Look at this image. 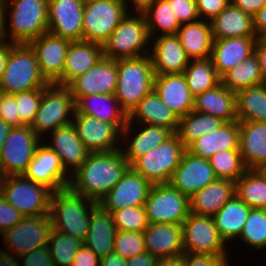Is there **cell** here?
Returning a JSON list of instances; mask_svg holds the SVG:
<instances>
[{
	"instance_id": "cell-1",
	"label": "cell",
	"mask_w": 266,
	"mask_h": 266,
	"mask_svg": "<svg viewBox=\"0 0 266 266\" xmlns=\"http://www.w3.org/2000/svg\"><path fill=\"white\" fill-rule=\"evenodd\" d=\"M130 168L121 149L90 152L83 164L70 176L69 188L99 203Z\"/></svg>"
},
{
	"instance_id": "cell-2",
	"label": "cell",
	"mask_w": 266,
	"mask_h": 266,
	"mask_svg": "<svg viewBox=\"0 0 266 266\" xmlns=\"http://www.w3.org/2000/svg\"><path fill=\"white\" fill-rule=\"evenodd\" d=\"M97 206L98 203L75 193L69 187L54 191L49 212L52 227L83 242L88 232L91 213Z\"/></svg>"
},
{
	"instance_id": "cell-3",
	"label": "cell",
	"mask_w": 266,
	"mask_h": 266,
	"mask_svg": "<svg viewBox=\"0 0 266 266\" xmlns=\"http://www.w3.org/2000/svg\"><path fill=\"white\" fill-rule=\"evenodd\" d=\"M155 72L149 54L117 60L116 99L129 115L154 88Z\"/></svg>"
},
{
	"instance_id": "cell-4",
	"label": "cell",
	"mask_w": 266,
	"mask_h": 266,
	"mask_svg": "<svg viewBox=\"0 0 266 266\" xmlns=\"http://www.w3.org/2000/svg\"><path fill=\"white\" fill-rule=\"evenodd\" d=\"M49 82L41 74L37 56L30 44L10 43V53L0 79V92L15 94L45 88Z\"/></svg>"
},
{
	"instance_id": "cell-5",
	"label": "cell",
	"mask_w": 266,
	"mask_h": 266,
	"mask_svg": "<svg viewBox=\"0 0 266 266\" xmlns=\"http://www.w3.org/2000/svg\"><path fill=\"white\" fill-rule=\"evenodd\" d=\"M10 13L9 31H5L10 43L29 44L48 32V0H5ZM11 7V9H10ZM9 32V33H8Z\"/></svg>"
},
{
	"instance_id": "cell-6",
	"label": "cell",
	"mask_w": 266,
	"mask_h": 266,
	"mask_svg": "<svg viewBox=\"0 0 266 266\" xmlns=\"http://www.w3.org/2000/svg\"><path fill=\"white\" fill-rule=\"evenodd\" d=\"M134 14L133 17L127 13L102 45L105 58L119 60L137 58L150 53L145 46L152 42L145 16L141 13Z\"/></svg>"
},
{
	"instance_id": "cell-7",
	"label": "cell",
	"mask_w": 266,
	"mask_h": 266,
	"mask_svg": "<svg viewBox=\"0 0 266 266\" xmlns=\"http://www.w3.org/2000/svg\"><path fill=\"white\" fill-rule=\"evenodd\" d=\"M52 190L23 175L1 178L0 193L24 217L44 216L50 212Z\"/></svg>"
},
{
	"instance_id": "cell-8",
	"label": "cell",
	"mask_w": 266,
	"mask_h": 266,
	"mask_svg": "<svg viewBox=\"0 0 266 266\" xmlns=\"http://www.w3.org/2000/svg\"><path fill=\"white\" fill-rule=\"evenodd\" d=\"M75 111V99L71 95L69 88L49 83L43 89L38 111L30 127L41 138L45 133L53 132L58 127L71 124Z\"/></svg>"
},
{
	"instance_id": "cell-9",
	"label": "cell",
	"mask_w": 266,
	"mask_h": 266,
	"mask_svg": "<svg viewBox=\"0 0 266 266\" xmlns=\"http://www.w3.org/2000/svg\"><path fill=\"white\" fill-rule=\"evenodd\" d=\"M185 151V146L174 133L164 143L137 158L130 167L152 185L167 184Z\"/></svg>"
},
{
	"instance_id": "cell-10",
	"label": "cell",
	"mask_w": 266,
	"mask_h": 266,
	"mask_svg": "<svg viewBox=\"0 0 266 266\" xmlns=\"http://www.w3.org/2000/svg\"><path fill=\"white\" fill-rule=\"evenodd\" d=\"M41 140L28 125L12 127L0 151L1 176L23 175Z\"/></svg>"
},
{
	"instance_id": "cell-11",
	"label": "cell",
	"mask_w": 266,
	"mask_h": 266,
	"mask_svg": "<svg viewBox=\"0 0 266 266\" xmlns=\"http://www.w3.org/2000/svg\"><path fill=\"white\" fill-rule=\"evenodd\" d=\"M144 207L149 223L181 225L190 214V198L167 184H153Z\"/></svg>"
},
{
	"instance_id": "cell-12",
	"label": "cell",
	"mask_w": 266,
	"mask_h": 266,
	"mask_svg": "<svg viewBox=\"0 0 266 266\" xmlns=\"http://www.w3.org/2000/svg\"><path fill=\"white\" fill-rule=\"evenodd\" d=\"M50 214L44 216L23 217L12 228L1 234L4 246L14 256H23L48 245L52 230Z\"/></svg>"
},
{
	"instance_id": "cell-13",
	"label": "cell",
	"mask_w": 266,
	"mask_h": 266,
	"mask_svg": "<svg viewBox=\"0 0 266 266\" xmlns=\"http://www.w3.org/2000/svg\"><path fill=\"white\" fill-rule=\"evenodd\" d=\"M126 14L122 0H103L85 4L84 41L103 45Z\"/></svg>"
},
{
	"instance_id": "cell-14",
	"label": "cell",
	"mask_w": 266,
	"mask_h": 266,
	"mask_svg": "<svg viewBox=\"0 0 266 266\" xmlns=\"http://www.w3.org/2000/svg\"><path fill=\"white\" fill-rule=\"evenodd\" d=\"M181 226L184 252L227 254L226 243L218 233L213 216L190 213Z\"/></svg>"
},
{
	"instance_id": "cell-15",
	"label": "cell",
	"mask_w": 266,
	"mask_h": 266,
	"mask_svg": "<svg viewBox=\"0 0 266 266\" xmlns=\"http://www.w3.org/2000/svg\"><path fill=\"white\" fill-rule=\"evenodd\" d=\"M83 0H48V32L71 42L84 41Z\"/></svg>"
},
{
	"instance_id": "cell-16",
	"label": "cell",
	"mask_w": 266,
	"mask_h": 266,
	"mask_svg": "<svg viewBox=\"0 0 266 266\" xmlns=\"http://www.w3.org/2000/svg\"><path fill=\"white\" fill-rule=\"evenodd\" d=\"M23 176L47 186L53 192L67 188L70 182V174L63 168L58 154L47 143L39 144Z\"/></svg>"
},
{
	"instance_id": "cell-17",
	"label": "cell",
	"mask_w": 266,
	"mask_h": 266,
	"mask_svg": "<svg viewBox=\"0 0 266 266\" xmlns=\"http://www.w3.org/2000/svg\"><path fill=\"white\" fill-rule=\"evenodd\" d=\"M152 184L131 167L98 205L107 212L126 207L143 206Z\"/></svg>"
},
{
	"instance_id": "cell-18",
	"label": "cell",
	"mask_w": 266,
	"mask_h": 266,
	"mask_svg": "<svg viewBox=\"0 0 266 266\" xmlns=\"http://www.w3.org/2000/svg\"><path fill=\"white\" fill-rule=\"evenodd\" d=\"M67 87L75 102L83 96L115 94L117 88V60L103 57L85 74L76 77Z\"/></svg>"
},
{
	"instance_id": "cell-19",
	"label": "cell",
	"mask_w": 266,
	"mask_h": 266,
	"mask_svg": "<svg viewBox=\"0 0 266 266\" xmlns=\"http://www.w3.org/2000/svg\"><path fill=\"white\" fill-rule=\"evenodd\" d=\"M216 179L209 159L194 156L186 150L169 184L190 198Z\"/></svg>"
},
{
	"instance_id": "cell-20",
	"label": "cell",
	"mask_w": 266,
	"mask_h": 266,
	"mask_svg": "<svg viewBox=\"0 0 266 266\" xmlns=\"http://www.w3.org/2000/svg\"><path fill=\"white\" fill-rule=\"evenodd\" d=\"M70 43L49 32L29 43L36 53L40 72L49 83H55L62 76Z\"/></svg>"
},
{
	"instance_id": "cell-21",
	"label": "cell",
	"mask_w": 266,
	"mask_h": 266,
	"mask_svg": "<svg viewBox=\"0 0 266 266\" xmlns=\"http://www.w3.org/2000/svg\"><path fill=\"white\" fill-rule=\"evenodd\" d=\"M73 125L83 145L90 152H109L121 149L117 145L121 132L112 124L96 119L94 116L74 114Z\"/></svg>"
},
{
	"instance_id": "cell-22",
	"label": "cell",
	"mask_w": 266,
	"mask_h": 266,
	"mask_svg": "<svg viewBox=\"0 0 266 266\" xmlns=\"http://www.w3.org/2000/svg\"><path fill=\"white\" fill-rule=\"evenodd\" d=\"M134 119L135 122L136 120L140 122L141 125L139 124V126H142V123L152 126H162L176 133L180 118L161 100L153 89L128 115V122L121 132L123 138H127V134H131Z\"/></svg>"
},
{
	"instance_id": "cell-23",
	"label": "cell",
	"mask_w": 266,
	"mask_h": 266,
	"mask_svg": "<svg viewBox=\"0 0 266 266\" xmlns=\"http://www.w3.org/2000/svg\"><path fill=\"white\" fill-rule=\"evenodd\" d=\"M155 36L149 53L155 75L180 74L190 62L177 34Z\"/></svg>"
},
{
	"instance_id": "cell-24",
	"label": "cell",
	"mask_w": 266,
	"mask_h": 266,
	"mask_svg": "<svg viewBox=\"0 0 266 266\" xmlns=\"http://www.w3.org/2000/svg\"><path fill=\"white\" fill-rule=\"evenodd\" d=\"M146 252L163 259L182 255V226L171 223H150L143 231Z\"/></svg>"
},
{
	"instance_id": "cell-25",
	"label": "cell",
	"mask_w": 266,
	"mask_h": 266,
	"mask_svg": "<svg viewBox=\"0 0 266 266\" xmlns=\"http://www.w3.org/2000/svg\"><path fill=\"white\" fill-rule=\"evenodd\" d=\"M257 37H230L214 39L211 60L221 78L231 68L254 53Z\"/></svg>"
},
{
	"instance_id": "cell-26",
	"label": "cell",
	"mask_w": 266,
	"mask_h": 266,
	"mask_svg": "<svg viewBox=\"0 0 266 266\" xmlns=\"http://www.w3.org/2000/svg\"><path fill=\"white\" fill-rule=\"evenodd\" d=\"M153 89L179 118L193 111L194 96L183 73L155 75Z\"/></svg>"
},
{
	"instance_id": "cell-27",
	"label": "cell",
	"mask_w": 266,
	"mask_h": 266,
	"mask_svg": "<svg viewBox=\"0 0 266 266\" xmlns=\"http://www.w3.org/2000/svg\"><path fill=\"white\" fill-rule=\"evenodd\" d=\"M103 57L102 44L89 41L71 42L65 58L63 74L55 84L67 86L76 77L85 74Z\"/></svg>"
},
{
	"instance_id": "cell-28",
	"label": "cell",
	"mask_w": 266,
	"mask_h": 266,
	"mask_svg": "<svg viewBox=\"0 0 266 266\" xmlns=\"http://www.w3.org/2000/svg\"><path fill=\"white\" fill-rule=\"evenodd\" d=\"M51 133L52 141L50 140L47 145L58 154L65 171L73 174L87 159L90 151L78 137L73 123L58 127ZM70 167L72 168L71 172L68 171Z\"/></svg>"
},
{
	"instance_id": "cell-29",
	"label": "cell",
	"mask_w": 266,
	"mask_h": 266,
	"mask_svg": "<svg viewBox=\"0 0 266 266\" xmlns=\"http://www.w3.org/2000/svg\"><path fill=\"white\" fill-rule=\"evenodd\" d=\"M75 106V114L90 115L106 123H112L120 132L128 122V115L114 94L83 96L75 102Z\"/></svg>"
},
{
	"instance_id": "cell-30",
	"label": "cell",
	"mask_w": 266,
	"mask_h": 266,
	"mask_svg": "<svg viewBox=\"0 0 266 266\" xmlns=\"http://www.w3.org/2000/svg\"><path fill=\"white\" fill-rule=\"evenodd\" d=\"M240 122H225L219 129L204 134L186 150L194 156L209 159L222 150L239 149Z\"/></svg>"
},
{
	"instance_id": "cell-31",
	"label": "cell",
	"mask_w": 266,
	"mask_h": 266,
	"mask_svg": "<svg viewBox=\"0 0 266 266\" xmlns=\"http://www.w3.org/2000/svg\"><path fill=\"white\" fill-rule=\"evenodd\" d=\"M116 233L112 214L98 205L91 213L90 224L83 245L101 259L113 252Z\"/></svg>"
},
{
	"instance_id": "cell-32",
	"label": "cell",
	"mask_w": 266,
	"mask_h": 266,
	"mask_svg": "<svg viewBox=\"0 0 266 266\" xmlns=\"http://www.w3.org/2000/svg\"><path fill=\"white\" fill-rule=\"evenodd\" d=\"M234 195V181L216 179L190 197V213L214 216Z\"/></svg>"
},
{
	"instance_id": "cell-33",
	"label": "cell",
	"mask_w": 266,
	"mask_h": 266,
	"mask_svg": "<svg viewBox=\"0 0 266 266\" xmlns=\"http://www.w3.org/2000/svg\"><path fill=\"white\" fill-rule=\"evenodd\" d=\"M193 111L212 115L225 122L236 121V93L220 83L194 97Z\"/></svg>"
},
{
	"instance_id": "cell-34",
	"label": "cell",
	"mask_w": 266,
	"mask_h": 266,
	"mask_svg": "<svg viewBox=\"0 0 266 266\" xmlns=\"http://www.w3.org/2000/svg\"><path fill=\"white\" fill-rule=\"evenodd\" d=\"M239 152L247 169L266 163V122H240Z\"/></svg>"
},
{
	"instance_id": "cell-35",
	"label": "cell",
	"mask_w": 266,
	"mask_h": 266,
	"mask_svg": "<svg viewBox=\"0 0 266 266\" xmlns=\"http://www.w3.org/2000/svg\"><path fill=\"white\" fill-rule=\"evenodd\" d=\"M210 23L213 39L257 37L253 28V17L231 2Z\"/></svg>"
},
{
	"instance_id": "cell-36",
	"label": "cell",
	"mask_w": 266,
	"mask_h": 266,
	"mask_svg": "<svg viewBox=\"0 0 266 266\" xmlns=\"http://www.w3.org/2000/svg\"><path fill=\"white\" fill-rule=\"evenodd\" d=\"M177 35L190 60L206 59L211 56L214 39L210 22L200 19L182 24Z\"/></svg>"
},
{
	"instance_id": "cell-37",
	"label": "cell",
	"mask_w": 266,
	"mask_h": 266,
	"mask_svg": "<svg viewBox=\"0 0 266 266\" xmlns=\"http://www.w3.org/2000/svg\"><path fill=\"white\" fill-rule=\"evenodd\" d=\"M250 209L235 194L213 216L218 233L225 243L240 237Z\"/></svg>"
},
{
	"instance_id": "cell-38",
	"label": "cell",
	"mask_w": 266,
	"mask_h": 266,
	"mask_svg": "<svg viewBox=\"0 0 266 266\" xmlns=\"http://www.w3.org/2000/svg\"><path fill=\"white\" fill-rule=\"evenodd\" d=\"M239 122H266V82L236 93Z\"/></svg>"
},
{
	"instance_id": "cell-39",
	"label": "cell",
	"mask_w": 266,
	"mask_h": 266,
	"mask_svg": "<svg viewBox=\"0 0 266 266\" xmlns=\"http://www.w3.org/2000/svg\"><path fill=\"white\" fill-rule=\"evenodd\" d=\"M225 121L212 115L190 111L187 115L180 117L176 135L187 149L194 141L204 134H210L219 129Z\"/></svg>"
},
{
	"instance_id": "cell-40",
	"label": "cell",
	"mask_w": 266,
	"mask_h": 266,
	"mask_svg": "<svg viewBox=\"0 0 266 266\" xmlns=\"http://www.w3.org/2000/svg\"><path fill=\"white\" fill-rule=\"evenodd\" d=\"M265 82L255 53L245 58L242 63L231 68L221 77V83L234 93Z\"/></svg>"
},
{
	"instance_id": "cell-41",
	"label": "cell",
	"mask_w": 266,
	"mask_h": 266,
	"mask_svg": "<svg viewBox=\"0 0 266 266\" xmlns=\"http://www.w3.org/2000/svg\"><path fill=\"white\" fill-rule=\"evenodd\" d=\"M183 74L194 97L215 88L221 83V78L218 76L210 57L191 59Z\"/></svg>"
},
{
	"instance_id": "cell-42",
	"label": "cell",
	"mask_w": 266,
	"mask_h": 266,
	"mask_svg": "<svg viewBox=\"0 0 266 266\" xmlns=\"http://www.w3.org/2000/svg\"><path fill=\"white\" fill-rule=\"evenodd\" d=\"M142 130L129 140L130 144L125 148L121 149L124 157L131 165L137 158L145 155L151 149L159 146L169 139L174 133L168 128L162 126H152L142 124Z\"/></svg>"
},
{
	"instance_id": "cell-43",
	"label": "cell",
	"mask_w": 266,
	"mask_h": 266,
	"mask_svg": "<svg viewBox=\"0 0 266 266\" xmlns=\"http://www.w3.org/2000/svg\"><path fill=\"white\" fill-rule=\"evenodd\" d=\"M235 194L251 209H266V181L256 169H248L235 182Z\"/></svg>"
},
{
	"instance_id": "cell-44",
	"label": "cell",
	"mask_w": 266,
	"mask_h": 266,
	"mask_svg": "<svg viewBox=\"0 0 266 266\" xmlns=\"http://www.w3.org/2000/svg\"><path fill=\"white\" fill-rule=\"evenodd\" d=\"M143 14L151 40H154L155 30H159L160 36L172 35L177 34L181 27L168 0H155Z\"/></svg>"
},
{
	"instance_id": "cell-45",
	"label": "cell",
	"mask_w": 266,
	"mask_h": 266,
	"mask_svg": "<svg viewBox=\"0 0 266 266\" xmlns=\"http://www.w3.org/2000/svg\"><path fill=\"white\" fill-rule=\"evenodd\" d=\"M82 245L81 240L52 228L47 247L54 266H72L75 255Z\"/></svg>"
},
{
	"instance_id": "cell-46",
	"label": "cell",
	"mask_w": 266,
	"mask_h": 266,
	"mask_svg": "<svg viewBox=\"0 0 266 266\" xmlns=\"http://www.w3.org/2000/svg\"><path fill=\"white\" fill-rule=\"evenodd\" d=\"M209 161L217 179L236 182L248 170L239 149L222 150L209 158Z\"/></svg>"
},
{
	"instance_id": "cell-47",
	"label": "cell",
	"mask_w": 266,
	"mask_h": 266,
	"mask_svg": "<svg viewBox=\"0 0 266 266\" xmlns=\"http://www.w3.org/2000/svg\"><path fill=\"white\" fill-rule=\"evenodd\" d=\"M239 238L253 248H266V209H250Z\"/></svg>"
},
{
	"instance_id": "cell-48",
	"label": "cell",
	"mask_w": 266,
	"mask_h": 266,
	"mask_svg": "<svg viewBox=\"0 0 266 266\" xmlns=\"http://www.w3.org/2000/svg\"><path fill=\"white\" fill-rule=\"evenodd\" d=\"M111 214L116 230L143 232L150 224L144 205L126 207L112 211Z\"/></svg>"
},
{
	"instance_id": "cell-49",
	"label": "cell",
	"mask_w": 266,
	"mask_h": 266,
	"mask_svg": "<svg viewBox=\"0 0 266 266\" xmlns=\"http://www.w3.org/2000/svg\"><path fill=\"white\" fill-rule=\"evenodd\" d=\"M113 251L126 260L146 252L143 232L117 230Z\"/></svg>"
},
{
	"instance_id": "cell-50",
	"label": "cell",
	"mask_w": 266,
	"mask_h": 266,
	"mask_svg": "<svg viewBox=\"0 0 266 266\" xmlns=\"http://www.w3.org/2000/svg\"><path fill=\"white\" fill-rule=\"evenodd\" d=\"M43 89L38 88L14 94L18 113L24 125L31 126L33 123L43 96Z\"/></svg>"
},
{
	"instance_id": "cell-51",
	"label": "cell",
	"mask_w": 266,
	"mask_h": 266,
	"mask_svg": "<svg viewBox=\"0 0 266 266\" xmlns=\"http://www.w3.org/2000/svg\"><path fill=\"white\" fill-rule=\"evenodd\" d=\"M0 118L9 126H23L21 122L14 94L0 92Z\"/></svg>"
},
{
	"instance_id": "cell-52",
	"label": "cell",
	"mask_w": 266,
	"mask_h": 266,
	"mask_svg": "<svg viewBox=\"0 0 266 266\" xmlns=\"http://www.w3.org/2000/svg\"><path fill=\"white\" fill-rule=\"evenodd\" d=\"M185 266H230L226 254L183 253Z\"/></svg>"
},
{
	"instance_id": "cell-53",
	"label": "cell",
	"mask_w": 266,
	"mask_h": 266,
	"mask_svg": "<svg viewBox=\"0 0 266 266\" xmlns=\"http://www.w3.org/2000/svg\"><path fill=\"white\" fill-rule=\"evenodd\" d=\"M180 24L199 20L196 2L191 0H168Z\"/></svg>"
},
{
	"instance_id": "cell-54",
	"label": "cell",
	"mask_w": 266,
	"mask_h": 266,
	"mask_svg": "<svg viewBox=\"0 0 266 266\" xmlns=\"http://www.w3.org/2000/svg\"><path fill=\"white\" fill-rule=\"evenodd\" d=\"M24 216L8 203L0 193V234L12 228Z\"/></svg>"
},
{
	"instance_id": "cell-55",
	"label": "cell",
	"mask_w": 266,
	"mask_h": 266,
	"mask_svg": "<svg viewBox=\"0 0 266 266\" xmlns=\"http://www.w3.org/2000/svg\"><path fill=\"white\" fill-rule=\"evenodd\" d=\"M229 3H230V0H198L196 2V6H197V13H198L199 19L210 22Z\"/></svg>"
},
{
	"instance_id": "cell-56",
	"label": "cell",
	"mask_w": 266,
	"mask_h": 266,
	"mask_svg": "<svg viewBox=\"0 0 266 266\" xmlns=\"http://www.w3.org/2000/svg\"><path fill=\"white\" fill-rule=\"evenodd\" d=\"M19 258L23 259L22 266H54L47 246L35 249Z\"/></svg>"
},
{
	"instance_id": "cell-57",
	"label": "cell",
	"mask_w": 266,
	"mask_h": 266,
	"mask_svg": "<svg viewBox=\"0 0 266 266\" xmlns=\"http://www.w3.org/2000/svg\"><path fill=\"white\" fill-rule=\"evenodd\" d=\"M72 266H100V258L88 247L82 245L75 255Z\"/></svg>"
},
{
	"instance_id": "cell-58",
	"label": "cell",
	"mask_w": 266,
	"mask_h": 266,
	"mask_svg": "<svg viewBox=\"0 0 266 266\" xmlns=\"http://www.w3.org/2000/svg\"><path fill=\"white\" fill-rule=\"evenodd\" d=\"M230 2L252 17L266 4V0H230Z\"/></svg>"
},
{
	"instance_id": "cell-59",
	"label": "cell",
	"mask_w": 266,
	"mask_h": 266,
	"mask_svg": "<svg viewBox=\"0 0 266 266\" xmlns=\"http://www.w3.org/2000/svg\"><path fill=\"white\" fill-rule=\"evenodd\" d=\"M159 259L144 252L127 260V266H157Z\"/></svg>"
},
{
	"instance_id": "cell-60",
	"label": "cell",
	"mask_w": 266,
	"mask_h": 266,
	"mask_svg": "<svg viewBox=\"0 0 266 266\" xmlns=\"http://www.w3.org/2000/svg\"><path fill=\"white\" fill-rule=\"evenodd\" d=\"M253 28L257 38L266 34V4L253 16Z\"/></svg>"
},
{
	"instance_id": "cell-61",
	"label": "cell",
	"mask_w": 266,
	"mask_h": 266,
	"mask_svg": "<svg viewBox=\"0 0 266 266\" xmlns=\"http://www.w3.org/2000/svg\"><path fill=\"white\" fill-rule=\"evenodd\" d=\"M255 56L258 60L261 73L266 81V42L262 38H258L254 48Z\"/></svg>"
},
{
	"instance_id": "cell-62",
	"label": "cell",
	"mask_w": 266,
	"mask_h": 266,
	"mask_svg": "<svg viewBox=\"0 0 266 266\" xmlns=\"http://www.w3.org/2000/svg\"><path fill=\"white\" fill-rule=\"evenodd\" d=\"M100 266H127V260L113 251L100 259Z\"/></svg>"
},
{
	"instance_id": "cell-63",
	"label": "cell",
	"mask_w": 266,
	"mask_h": 266,
	"mask_svg": "<svg viewBox=\"0 0 266 266\" xmlns=\"http://www.w3.org/2000/svg\"><path fill=\"white\" fill-rule=\"evenodd\" d=\"M128 0H122L125 10L127 13H130L132 10H128V5L134 4L132 6L135 7L134 11L135 13H141L143 14L155 0H129L128 2H131L130 4L127 3Z\"/></svg>"
},
{
	"instance_id": "cell-64",
	"label": "cell",
	"mask_w": 266,
	"mask_h": 266,
	"mask_svg": "<svg viewBox=\"0 0 266 266\" xmlns=\"http://www.w3.org/2000/svg\"><path fill=\"white\" fill-rule=\"evenodd\" d=\"M9 53H10V42L0 41V79L5 70Z\"/></svg>"
},
{
	"instance_id": "cell-65",
	"label": "cell",
	"mask_w": 266,
	"mask_h": 266,
	"mask_svg": "<svg viewBox=\"0 0 266 266\" xmlns=\"http://www.w3.org/2000/svg\"><path fill=\"white\" fill-rule=\"evenodd\" d=\"M5 0H0V41H5V31L7 30L6 25L9 24L6 19V13L9 10H6Z\"/></svg>"
},
{
	"instance_id": "cell-66",
	"label": "cell",
	"mask_w": 266,
	"mask_h": 266,
	"mask_svg": "<svg viewBox=\"0 0 266 266\" xmlns=\"http://www.w3.org/2000/svg\"><path fill=\"white\" fill-rule=\"evenodd\" d=\"M18 262L7 250H0V266H21Z\"/></svg>"
},
{
	"instance_id": "cell-67",
	"label": "cell",
	"mask_w": 266,
	"mask_h": 266,
	"mask_svg": "<svg viewBox=\"0 0 266 266\" xmlns=\"http://www.w3.org/2000/svg\"><path fill=\"white\" fill-rule=\"evenodd\" d=\"M157 266H185L184 255L159 259Z\"/></svg>"
},
{
	"instance_id": "cell-68",
	"label": "cell",
	"mask_w": 266,
	"mask_h": 266,
	"mask_svg": "<svg viewBox=\"0 0 266 266\" xmlns=\"http://www.w3.org/2000/svg\"><path fill=\"white\" fill-rule=\"evenodd\" d=\"M11 129L12 127L0 118V151Z\"/></svg>"
},
{
	"instance_id": "cell-69",
	"label": "cell",
	"mask_w": 266,
	"mask_h": 266,
	"mask_svg": "<svg viewBox=\"0 0 266 266\" xmlns=\"http://www.w3.org/2000/svg\"><path fill=\"white\" fill-rule=\"evenodd\" d=\"M266 181V163L256 169Z\"/></svg>"
},
{
	"instance_id": "cell-70",
	"label": "cell",
	"mask_w": 266,
	"mask_h": 266,
	"mask_svg": "<svg viewBox=\"0 0 266 266\" xmlns=\"http://www.w3.org/2000/svg\"><path fill=\"white\" fill-rule=\"evenodd\" d=\"M97 1H103V0H83L84 4H90Z\"/></svg>"
},
{
	"instance_id": "cell-71",
	"label": "cell",
	"mask_w": 266,
	"mask_h": 266,
	"mask_svg": "<svg viewBox=\"0 0 266 266\" xmlns=\"http://www.w3.org/2000/svg\"><path fill=\"white\" fill-rule=\"evenodd\" d=\"M266 42V34L261 37Z\"/></svg>"
}]
</instances>
